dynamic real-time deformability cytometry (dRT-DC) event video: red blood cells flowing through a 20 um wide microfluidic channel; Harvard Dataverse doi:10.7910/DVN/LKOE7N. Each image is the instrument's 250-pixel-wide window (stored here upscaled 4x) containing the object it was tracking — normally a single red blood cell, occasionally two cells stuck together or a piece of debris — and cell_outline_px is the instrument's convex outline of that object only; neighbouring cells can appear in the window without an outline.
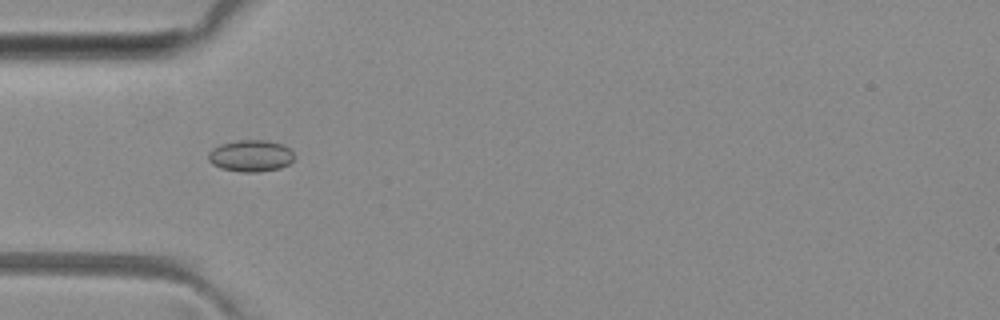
{"species": "common noctule bat (a hibernating species)", "species_latin": "Nyctalus noctula", "temperature_condition": "room temperature", "stored_images_in_passage": 3, "camera_frame_rate_fps": 3000, "um_per_image_px": 0.085, "animal": {"sex": "female", "body_mass_g": 29.2, "forearm_length_mm": 56.3}, "frame": {"image": 1, "passage_image": 1, "time_ms": 0.0, "image_size_px": [1000, 320], "cell_outline_px": [[292, 160], [288, 164], [280, 168], [260, 172], [240, 172], [220, 168], [212, 164], [208, 160], [208, 152], [212, 148], [220, 144], [236, 140], [264, 140], [280, 144], [288, 148], [292, 152]], "centroid_in_image_um": [21.25, 13.25], "position_along_channel_um": 63.8, "area_um2": 15.84}}
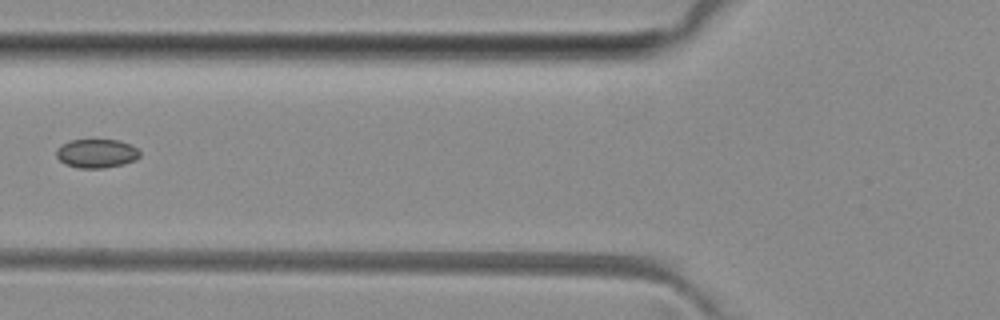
{"frame": {"image": 2, "passage_image": 2, "time_ms": 1.333, "image_size_px": [1000, 320], "cell_outline_px": [[140, 156], [136, 160], [124, 164], [104, 168], [76, 168], [64, 164], [56, 156], [56, 148], [68, 140], [120, 140], [132, 144], [140, 152]], "centroid_in_image_um": [8.2, 13.04], "position_along_channel_um": 117.6, "area_um2": 14.28}}
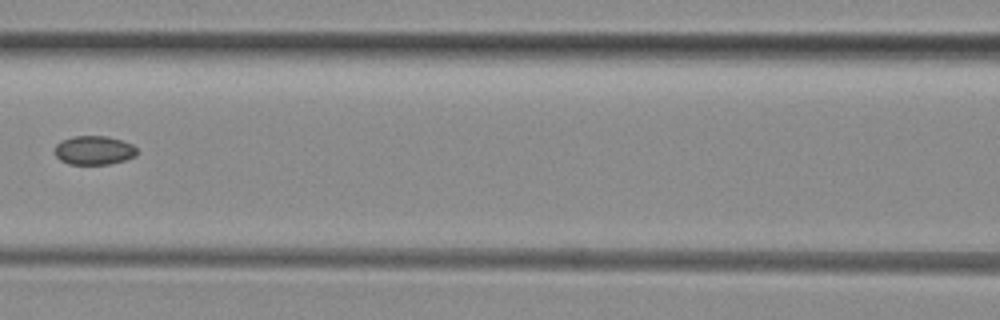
{"frame": {"image": 3, "passage_image": 3, "time_ms": 2.333, "image_size_px": [1000, 320], "cell_outline_px": [[136, 156], [124, 160], [108, 164], [68, 164], [60, 160], [56, 156], [56, 144], [60, 140], [76, 136], [108, 136], [132, 144], [136, 148]], "centroid_in_image_um": [7.98, 12.77], "position_along_channel_um": 158.6, "area_um2": 13.76}}